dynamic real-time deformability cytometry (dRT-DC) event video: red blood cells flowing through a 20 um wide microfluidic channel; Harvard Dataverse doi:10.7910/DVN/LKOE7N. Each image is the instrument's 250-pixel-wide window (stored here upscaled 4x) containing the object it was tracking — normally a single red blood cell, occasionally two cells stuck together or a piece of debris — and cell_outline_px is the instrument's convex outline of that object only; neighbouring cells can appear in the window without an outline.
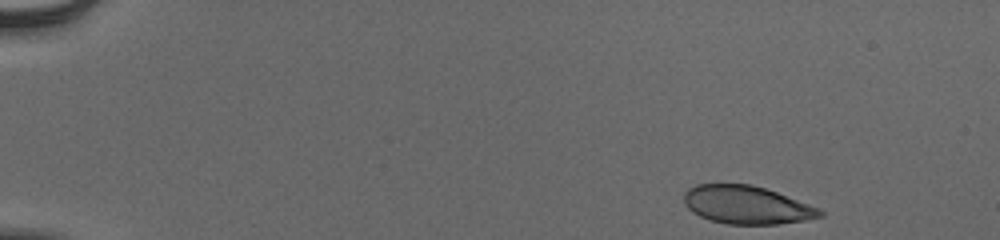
{"species": "human", "species_latin": "Homo sapiens", "temperature_condition": "cold", "stored_images_in_passage": 49, "camera_frame_rate_fps": 3000, "um_per_image_px": 0.085, "donor": {"sex": "male"}, "frame": {"image": 1, "passage_image": 1, "time_ms": 0.0, "image_size_px": [1000, 240], "cell_outline_px": [[824, 216], [804, 220], [776, 224], [728, 224], [708, 220], [692, 212], [684, 204], [684, 192], [688, 188], [696, 184], [752, 184], [776, 192], [820, 208], [824, 212]], "centroid_in_image_um": [63.44, 17.42], "position_along_channel_um": 21.6, "area_um2": 30.23}}
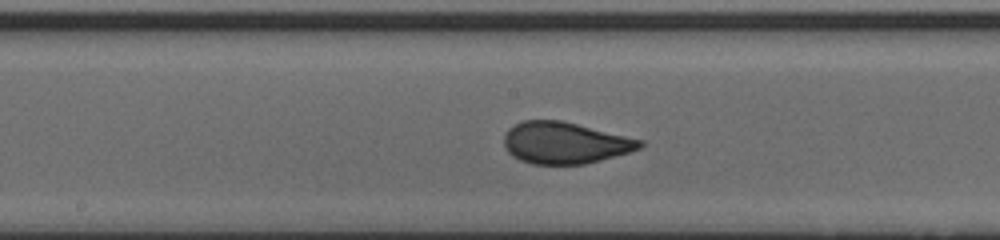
{"frame": {"image": 2, "passage_image": 25, "time_ms": 8.0, "image_size_px": [1000, 240], "cell_outline_px": [[644, 144], [640, 148], [628, 152], [600, 160], [584, 164], [532, 164], [520, 160], [512, 156], [508, 152], [504, 144], [504, 136], [508, 128], [524, 120], [560, 120], [644, 140]], "centroid_in_image_um": [48.0, 12.14], "position_along_channel_um": 200.2, "area_um2": 32.77}}
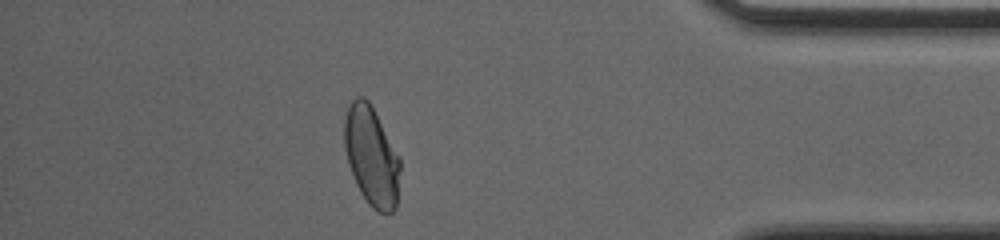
{"frame": {"image": 3, "passage_image": 43, "time_ms": 14.0, "image_size_px": [1000, 240], "cell_outline_px": [[400, 168], [396, 208], [392, 212], [376, 212], [368, 204], [360, 192], [356, 184], [344, 148], [344, 116], [352, 100], [356, 96], [364, 96], [368, 100], [400, 156]], "centroid_in_image_um": [31.58, 13.27], "position_along_channel_um": 403.6, "area_um2": 32.25}, "authors_computed_cell_mechanics": {"area_um2": 32.657, "velocity_mm_per_s": 3.878, "shape_relaxation_time_tau1_ms": 9.4427, "shape_relaxation_time_tau2_ms": null, "deformation_change_tau1": 0.219, "deformation_change_tau2": null}}